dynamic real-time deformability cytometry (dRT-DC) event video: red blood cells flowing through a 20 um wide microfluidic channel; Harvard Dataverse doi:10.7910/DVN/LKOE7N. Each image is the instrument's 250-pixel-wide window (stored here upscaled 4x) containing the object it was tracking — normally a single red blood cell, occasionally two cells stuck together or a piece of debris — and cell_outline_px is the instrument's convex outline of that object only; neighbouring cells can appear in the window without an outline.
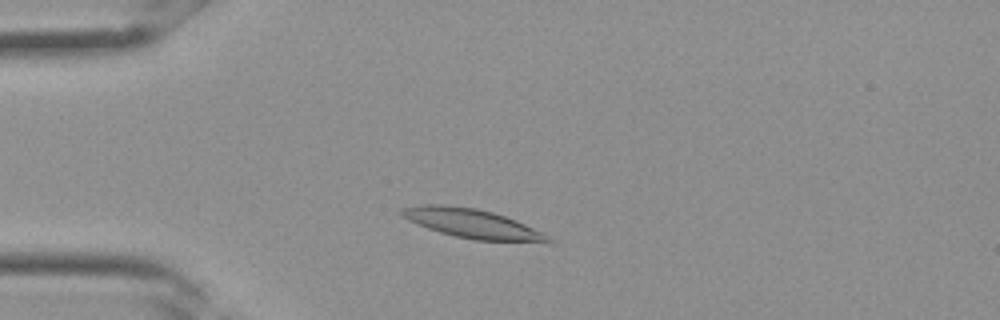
{"species": "Egyptian fruit bat (a non-hibernating species)", "species_latin": "Rousettus aegyptiacus", "temperature_condition": "room temperature", "stored_images_in_passage": 29, "camera_frame_rate_fps": 3000, "um_per_image_px": 0.085, "frame": {"image": 1, "passage_image": 5, "time_ms": 1.333, "image_size_px": [1000, 320], "cell_outline_px": [[552, 244], [476, 240], [456, 236], [440, 232], [428, 228], [408, 220], [400, 216], [400, 208], [420, 204], [444, 204], [476, 208], [492, 212], [516, 220], [548, 236], [552, 240]], "centroid_in_image_um": [40.15, 19.01], "position_along_channel_um": 44.8, "area_um2": 25.14}}
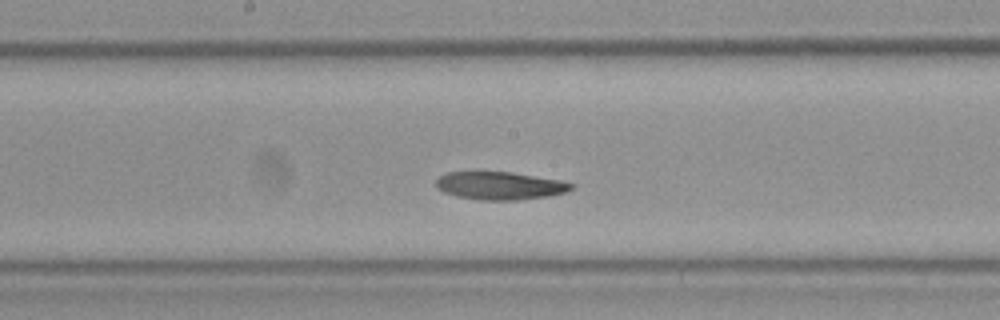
{"frame": {"image": 2, "passage_image": 14, "time_ms": 4.333, "image_size_px": [1000, 320], "cell_outline_px": [[576, 184], [572, 188], [564, 192], [548, 196], [520, 200], [480, 200], [456, 196], [444, 192], [436, 188], [436, 180], [444, 172], [512, 172], [560, 180]], "centroid_in_image_um": [42.47, 15.78], "position_along_channel_um": 205.7, "area_um2": 22.02}}
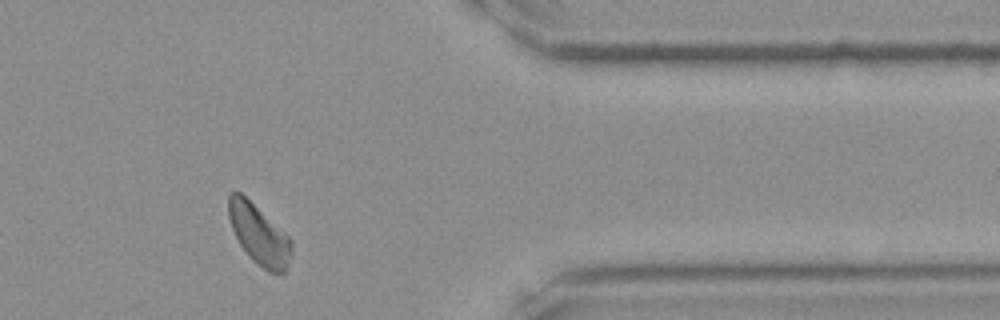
{"frame": {"image": 3, "passage_image": 24, "time_ms": 7.667, "image_size_px": [1000, 320], "cell_outline_px": [[292, 252], [288, 268], [284, 272], [268, 272], [256, 264], [248, 256], [240, 244], [232, 228], [228, 216], [228, 192], [240, 192], [284, 232], [292, 240]], "centroid_in_image_um": [22.01, 19.96], "position_along_channel_um": 389.4, "area_um2": 21.85}}